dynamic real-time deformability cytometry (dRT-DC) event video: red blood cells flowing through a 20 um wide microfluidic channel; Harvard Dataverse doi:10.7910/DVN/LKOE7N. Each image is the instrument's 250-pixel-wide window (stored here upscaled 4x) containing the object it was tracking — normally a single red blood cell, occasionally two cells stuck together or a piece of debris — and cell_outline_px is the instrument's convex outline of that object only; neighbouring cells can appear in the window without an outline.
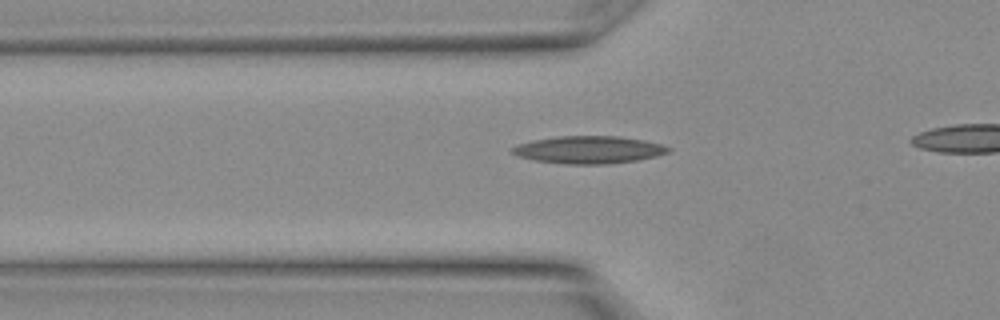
{"species": "Egyptian fruit bat (a non-hibernating species)", "species_latin": "Rousettus aegyptiacus", "temperature_condition": "warm", "stored_images_in_passage": 6, "segment_of_instrument_passage": [1, 2], "camera_frame_rate_fps": 3000, "um_per_image_px": 0.085, "animal": {"sex": "female"}, "frame": {"image": 1, "passage_image": 4, "time_ms": 1.0, "image_size_px": [1000, 320], "cell_outline_px": [[672, 152], [656, 156], [636, 160], [604, 164], [564, 164], [532, 160], [520, 156], [512, 152], [512, 148], [520, 144], [532, 140], [556, 136], [616, 136], [644, 140], [660, 144], [672, 148]], "centroid_in_image_um": [50.07, 12.73], "position_along_channel_um": 75.7, "area_um2": 24.91}}